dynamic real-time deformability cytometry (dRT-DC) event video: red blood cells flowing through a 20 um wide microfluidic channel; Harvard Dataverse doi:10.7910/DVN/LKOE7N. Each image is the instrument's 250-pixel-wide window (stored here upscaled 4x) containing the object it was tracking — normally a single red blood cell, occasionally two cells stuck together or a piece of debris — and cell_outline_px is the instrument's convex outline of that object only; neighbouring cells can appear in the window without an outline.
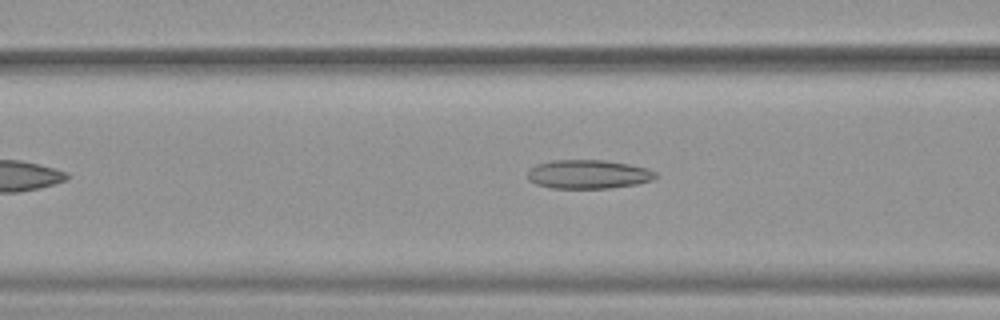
{"species": "common noctule bat (a hibernating species)", "species_latin": "Nyctalus noctula", "temperature_condition": "warm", "stored_images_in_passage": 37, "camera_frame_rate_fps": 3000, "um_per_image_px": 0.085, "animal": {"sex": "female", "body_mass_g": 19.9}, "frame": {"image": 1, "passage_image": 13, "time_ms": 4.0, "image_size_px": [1000, 320], "cell_outline_px": [[656, 176], [652, 180], [636, 184], [608, 188], [552, 188], [536, 184], [528, 180], [528, 172], [536, 164], [552, 160], [604, 160], [628, 164], [648, 168], [656, 172]], "centroid_in_image_um": [50.0, 14.81], "position_along_channel_um": 116.6, "area_um2": 21.44}}
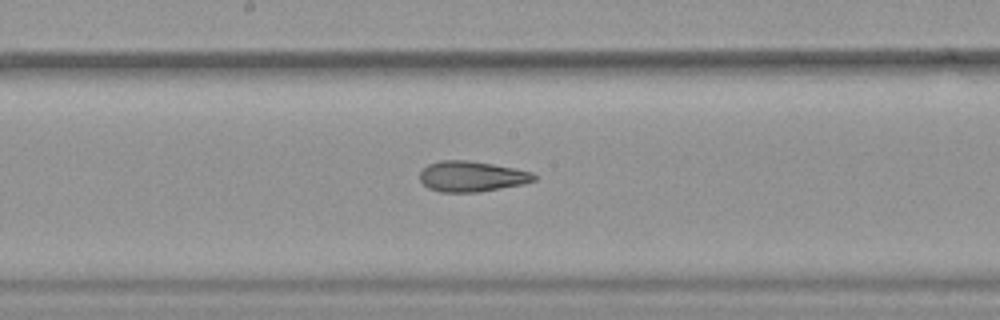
{"frame": {"image": 2, "passage_image": 20, "time_ms": 6.333, "image_size_px": [1000, 320], "cell_outline_px": [[536, 180], [524, 184], [480, 192], [440, 192], [428, 188], [420, 180], [420, 172], [428, 164], [440, 160], [468, 160], [492, 164], [532, 172], [536, 176]], "centroid_in_image_um": [40.09, 15.0], "position_along_channel_um": 208.1, "area_um2": 20.35}}
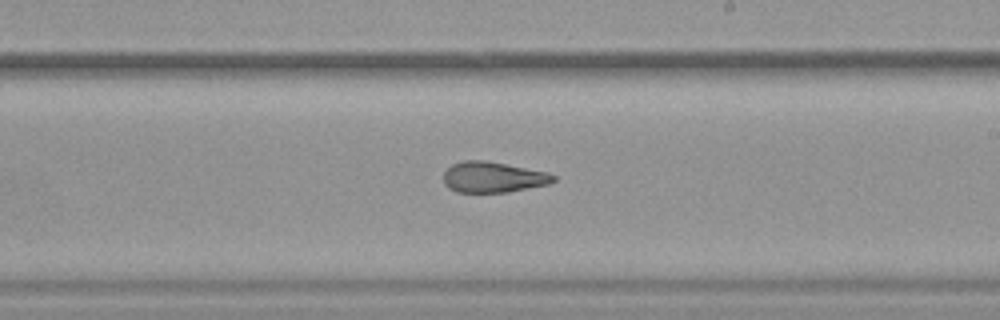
{"frame": {"image": 3, "passage_image": 23, "time_ms": 7.333, "image_size_px": [1000, 320], "cell_outline_px": [[556, 180], [548, 184], [508, 192], [456, 192], [448, 188], [444, 184], [444, 172], [452, 164], [464, 160], [484, 160], [548, 172], [556, 176]], "centroid_in_image_um": [41.9, 15.06], "position_along_channel_um": 247.1, "area_um2": 19.65}, "authors_computed_cell_mechanics": {"area_um2": 21.0392, "velocity_mm_per_s": 3.9282, "shape_relaxation_time_tau1_ms": null, "shape_relaxation_time_tau2_ms": 2.3105, "deformation_change_tau1": null, "deformation_change_tau2": 0.1155}}